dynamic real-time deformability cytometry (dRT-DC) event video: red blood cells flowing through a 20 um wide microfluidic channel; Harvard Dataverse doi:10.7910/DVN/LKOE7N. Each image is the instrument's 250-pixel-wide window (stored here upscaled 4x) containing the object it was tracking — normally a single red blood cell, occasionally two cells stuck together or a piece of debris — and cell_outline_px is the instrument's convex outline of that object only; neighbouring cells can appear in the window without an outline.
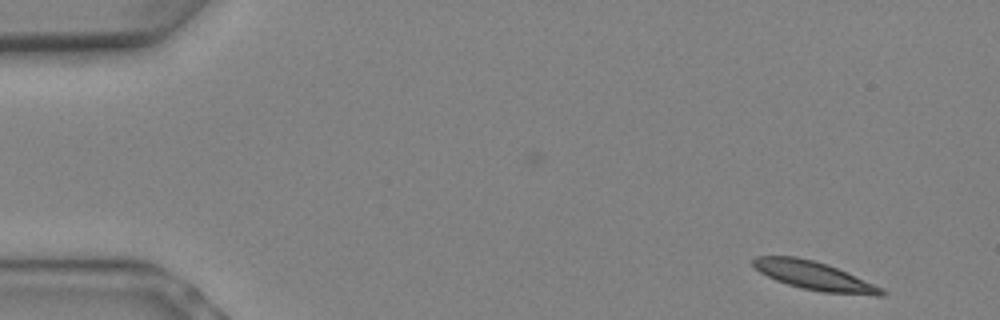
{"species": "Egyptian fruit bat (a non-hibernating species)", "species_latin": "Rousettus aegyptiacus", "temperature_condition": "warm", "stored_images_in_passage": 3, "camera_frame_rate_fps": 3000, "um_per_image_px": 0.085, "animal": {"sex": "female"}, "frame": {"image": 1, "passage_image": 3, "time_ms": 0.667, "image_size_px": [1000, 320], "cell_outline_px": [[888, 292], [884, 296], [872, 296], [820, 292], [800, 288], [776, 280], [760, 272], [752, 264], [752, 260], [756, 256], [796, 256], [828, 264], [884, 288]], "centroid_in_image_um": [69.28, 23.46], "position_along_channel_um": 15.7, "area_um2": 21.56}}